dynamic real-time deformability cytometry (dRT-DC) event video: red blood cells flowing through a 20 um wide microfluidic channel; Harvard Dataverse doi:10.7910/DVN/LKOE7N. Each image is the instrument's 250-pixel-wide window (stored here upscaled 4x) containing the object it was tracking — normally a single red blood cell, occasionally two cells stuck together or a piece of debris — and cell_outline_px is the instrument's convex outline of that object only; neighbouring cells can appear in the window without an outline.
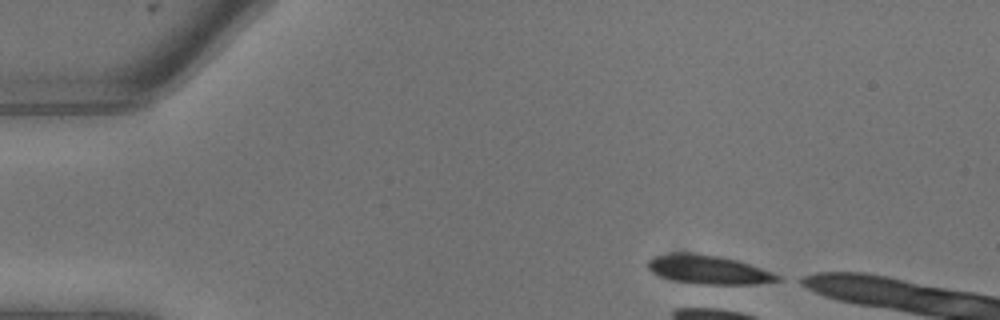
{"species": "common noctule bat (a hibernating species)", "species_latin": "Nyctalus noctula", "temperature_condition": "warm", "stored_images_in_passage": 2, "camera_frame_rate_fps": 3000, "um_per_image_px": 0.085, "animal": {"sex": "male", "body_mass_g": 13.3}, "frame": {"image": 1, "passage_image": 1, "time_ms": 0.0, "image_size_px": [1000, 320], "cell_outline_px": [[784, 280], [756, 284], [704, 284], [676, 280], [660, 276], [652, 272], [644, 264], [648, 260], [656, 256], [680, 252], [688, 252], [720, 256], [736, 260], [772, 272], [780, 276]], "centroid_in_image_um": [60.22, 22.91], "position_along_channel_um": 24.8, "area_um2": 21.56}}